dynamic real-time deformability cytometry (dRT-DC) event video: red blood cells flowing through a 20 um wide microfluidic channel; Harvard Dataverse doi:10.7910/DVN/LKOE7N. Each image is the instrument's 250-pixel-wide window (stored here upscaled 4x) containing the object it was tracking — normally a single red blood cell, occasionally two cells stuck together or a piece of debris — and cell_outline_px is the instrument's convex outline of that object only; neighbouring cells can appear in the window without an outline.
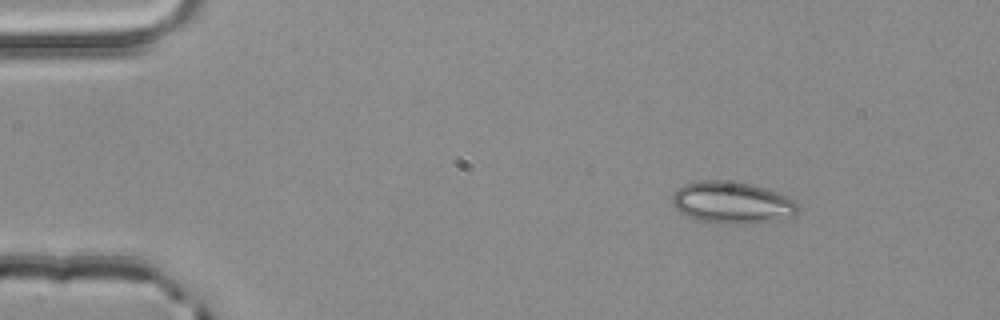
{"species": "common noctule bat (a hibernating species)", "species_latin": "Nyctalus noctula", "temperature_condition": "room temperature", "stored_images_in_passage": 3, "camera_frame_rate_fps": 3000, "um_per_image_px": 0.085, "animal": {"sex": "male", "body_mass_g": 20.4}, "frame": {"image": 1, "passage_image": 1, "time_ms": 0.0, "image_size_px": [1000, 320], "cell_outline_px": [[800, 208], [792, 216], [780, 220], [752, 224], [724, 224], [696, 220], [684, 216], [672, 204], [672, 196], [684, 184], [700, 180], [720, 180], [752, 184], [776, 192], [796, 200], [800, 204]], "centroid_in_image_um": [62.25, 17.24], "position_along_channel_um": 22.7, "area_um2": 31.04}}